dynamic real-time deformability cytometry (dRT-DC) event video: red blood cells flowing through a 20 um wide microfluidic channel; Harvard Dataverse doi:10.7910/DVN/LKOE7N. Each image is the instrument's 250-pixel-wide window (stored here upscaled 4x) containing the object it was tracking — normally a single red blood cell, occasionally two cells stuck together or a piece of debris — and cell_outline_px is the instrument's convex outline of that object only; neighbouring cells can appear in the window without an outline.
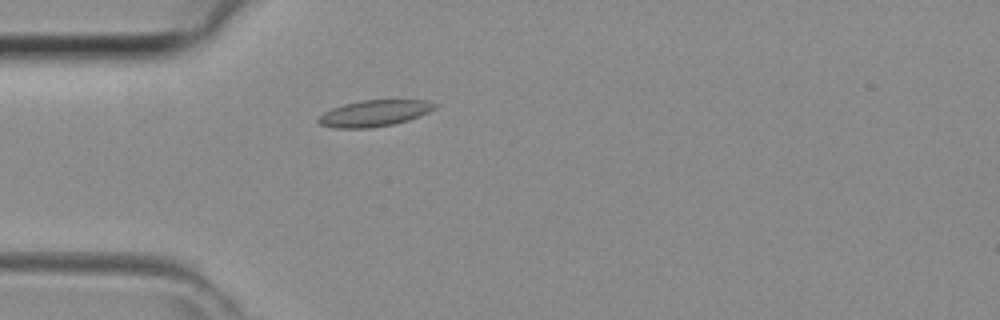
{"species": "common noctule bat (a hibernating species)", "species_latin": "Nyctalus noctula", "temperature_condition": "room temperature", "stored_images_in_passage": 37, "camera_frame_rate_fps": 3000, "um_per_image_px": 0.085, "animal": {"sex": "female", "body_mass_g": 29.2, "forearm_length_mm": 56.3}, "frame": {"image": 1, "passage_image": 6, "time_ms": 1.667, "image_size_px": [1000, 320], "cell_outline_px": [[440, 104], [436, 108], [428, 112], [408, 120], [392, 124], [368, 128], [332, 128], [320, 124], [316, 120], [324, 112], [332, 108], [344, 104], [360, 100], [428, 100]], "centroid_in_image_um": [31.83, 9.62], "position_along_channel_um": 53.2, "area_um2": 17.86}}
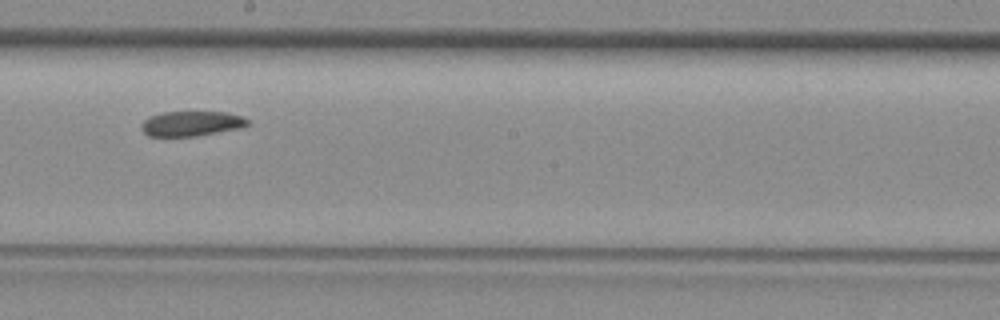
{"frame": {"image": 2, "passage_image": 18, "time_ms": 5.667, "image_size_px": [1000, 320], "cell_outline_px": [[252, 120], [244, 128], [196, 136], [148, 136], [140, 128], [140, 124], [148, 116], [160, 112], [228, 112], [244, 116]], "centroid_in_image_um": [16.32, 10.5], "position_along_channel_um": 231.9, "area_um2": 15.9}}
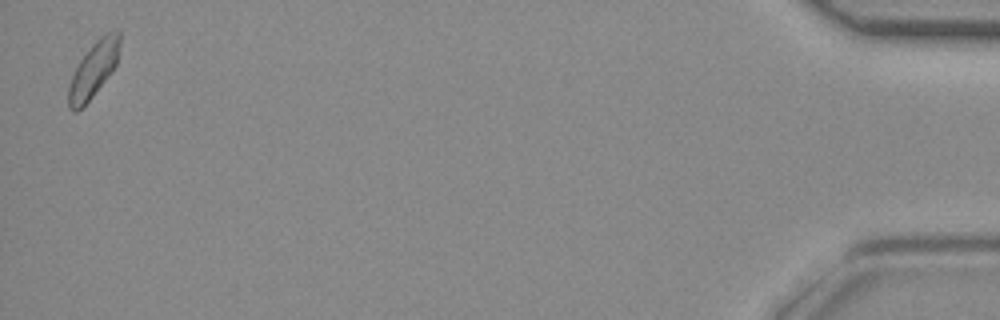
{"frame": {"image": 3, "passage_image": 37, "time_ms": 12.0, "image_size_px": [1000, 320], "cell_outline_px": [[120, 44], [116, 64], [112, 72], [92, 96], [76, 112], [72, 112], [68, 108], [68, 88], [72, 76], [80, 60], [92, 44], [104, 32], [120, 32]], "centroid_in_image_um": [7.94, 5.91], "position_along_channel_um": 427.3, "area_um2": 16.3}}